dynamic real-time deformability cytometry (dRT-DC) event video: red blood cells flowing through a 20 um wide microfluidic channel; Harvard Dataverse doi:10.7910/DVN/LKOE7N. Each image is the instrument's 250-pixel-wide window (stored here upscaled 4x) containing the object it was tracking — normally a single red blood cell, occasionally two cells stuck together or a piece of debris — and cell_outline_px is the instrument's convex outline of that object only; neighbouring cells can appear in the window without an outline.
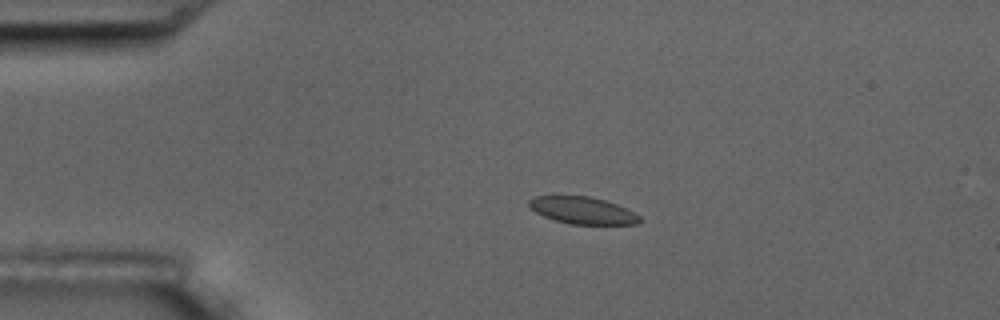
{"species": "common noctule bat (a hibernating species)", "species_latin": "Nyctalus noctula", "temperature_condition": "room temperature", "stored_images_in_passage": 5, "camera_frame_rate_fps": 3000, "um_per_image_px": 0.085, "animal": {"sex": "male", "body_mass_g": 17.5, "forearm_length_mm": 52.3}, "frame": {"image": 1, "passage_image": 2, "time_ms": 1.333, "image_size_px": [1000, 320], "cell_outline_px": [[640, 220], [636, 224], [572, 224], [556, 220], [544, 216], [528, 208], [528, 200], [536, 196], [552, 192], [588, 196], [604, 200], [616, 204], [640, 216]], "centroid_in_image_um": [49.39, 17.82], "position_along_channel_um": 35.6, "area_um2": 17.92}}
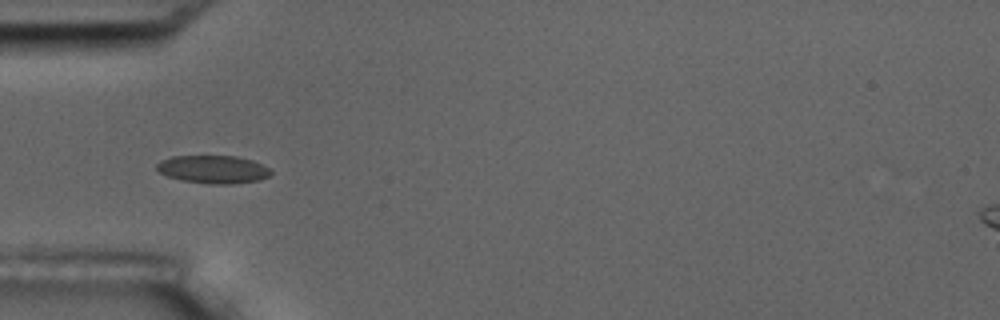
{"frame": {"image": 2, "passage_image": 3, "time_ms": 3.333, "image_size_px": [1000, 320], "cell_outline_px": [[272, 172], [268, 176], [260, 180], [232, 184], [208, 184], [184, 180], [168, 176], [160, 172], [156, 168], [156, 164], [160, 160], [172, 156], [236, 156], [252, 160], [272, 168]], "centroid_in_image_um": [18.15, 14.39], "position_along_channel_um": 66.8, "area_um2": 18.67}}